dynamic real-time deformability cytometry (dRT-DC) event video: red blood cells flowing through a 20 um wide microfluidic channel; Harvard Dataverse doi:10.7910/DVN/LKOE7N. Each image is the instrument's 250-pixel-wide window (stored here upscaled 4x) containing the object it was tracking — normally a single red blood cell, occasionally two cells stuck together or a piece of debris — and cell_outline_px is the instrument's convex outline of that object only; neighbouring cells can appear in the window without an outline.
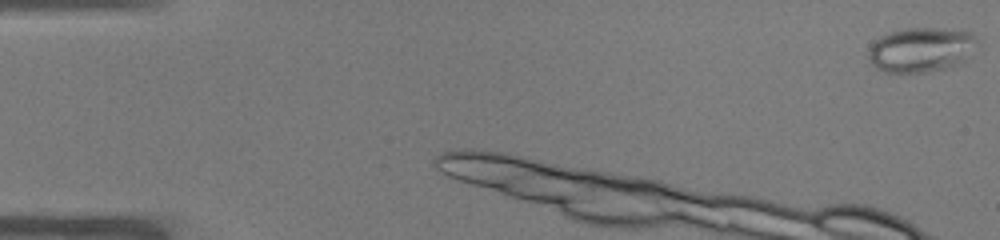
{"species": "common noctule bat (a hibernating species)", "species_latin": "Nyctalus noctula", "temperature_condition": "warm", "stored_images_in_passage": 9, "camera_frame_rate_fps": 3000, "um_per_image_px": 0.085, "animal": {"sex": "male", "body_mass_g": 19.0, "forearm_length_mm": 50.8}, "frame": {"image": 1, "passage_image": 1, "time_ms": 0.0, "image_size_px": [1000, 240], "cell_outline_px": [[980, 40], [964, 60], [956, 64], [944, 68], [924, 72], [884, 72], [876, 68], [868, 60], [868, 52], [872, 44], [880, 36], [888, 32], [904, 28], [944, 28], [972, 32]], "centroid_in_image_um": [78.28, 4.2], "position_along_channel_um": 6.7, "area_um2": 28.38}}